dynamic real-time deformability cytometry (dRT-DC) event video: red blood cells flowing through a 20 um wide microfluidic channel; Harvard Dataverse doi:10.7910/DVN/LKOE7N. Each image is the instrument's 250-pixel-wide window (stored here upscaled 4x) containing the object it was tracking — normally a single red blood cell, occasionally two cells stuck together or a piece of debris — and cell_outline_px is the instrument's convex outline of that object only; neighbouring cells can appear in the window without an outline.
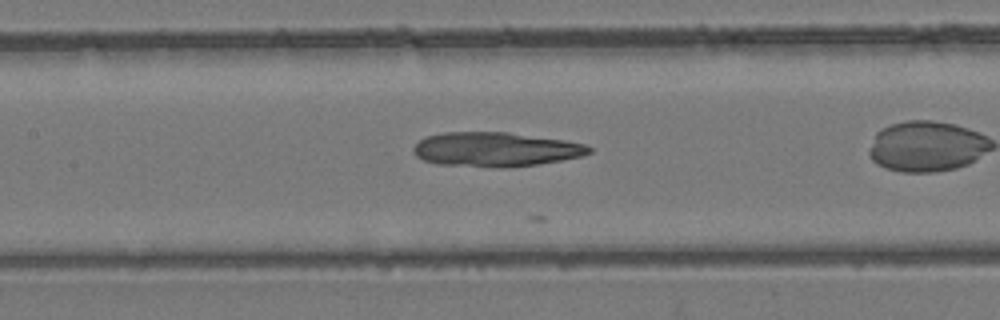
{"species": "common noctule bat (a hibernating species)", "species_latin": "Nyctalus noctula", "temperature_condition": "room temperature", "stored_images_in_passage": 12, "camera_frame_rate_fps": 3000, "um_per_image_px": 0.085, "animal": {"sex": "female", "body_mass_g": 24.6, "forearm_length_mm": 56.2}, "frame": {"image": 1, "passage_image": 6, "time_ms": 1.667, "image_size_px": [1000, 320], "cell_outline_px": [[592, 152], [580, 156], [560, 160], [536, 164], [436, 164], [424, 160], [416, 156], [412, 152], [412, 148], [420, 140], [428, 136], [444, 132], [508, 132], [564, 140], [584, 144], [592, 148]], "centroid_in_image_um": [42.1, 12.64], "position_along_channel_um": 165.3, "area_um2": 33.58}}